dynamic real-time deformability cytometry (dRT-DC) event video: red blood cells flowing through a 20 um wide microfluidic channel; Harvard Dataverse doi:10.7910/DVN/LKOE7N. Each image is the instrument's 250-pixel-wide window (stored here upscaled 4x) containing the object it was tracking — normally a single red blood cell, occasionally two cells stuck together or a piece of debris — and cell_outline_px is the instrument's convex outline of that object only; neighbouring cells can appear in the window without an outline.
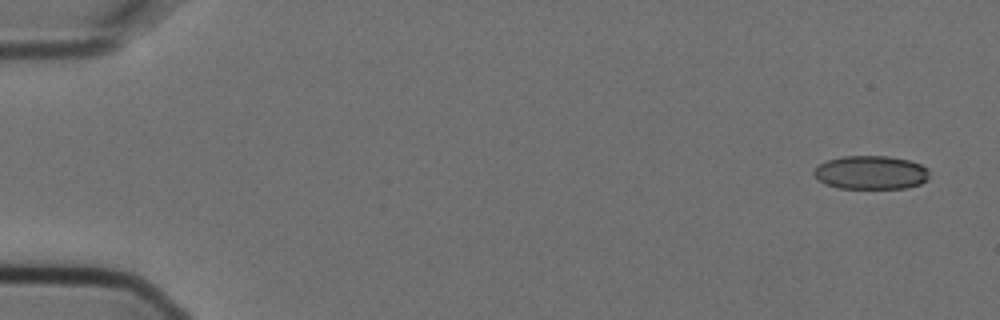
{"species": "Egyptian fruit bat (a non-hibernating species)", "species_latin": "Rousettus aegyptiacus", "temperature_condition": "cold", "stored_images_in_passage": 6, "camera_frame_rate_fps": 3000, "um_per_image_px": 0.085, "animal": {"sex": "female"}, "frame": {"image": 1, "passage_image": 1, "time_ms": 0.0, "image_size_px": [1000, 320], "cell_outline_px": [[928, 180], [920, 184], [908, 188], [840, 188], [824, 184], [812, 172], [820, 164], [828, 160], [844, 156], [888, 156], [908, 160], [920, 164], [928, 168]], "centroid_in_image_um": [74.05, 14.67], "position_along_channel_um": 10.9, "area_um2": 22.54}}
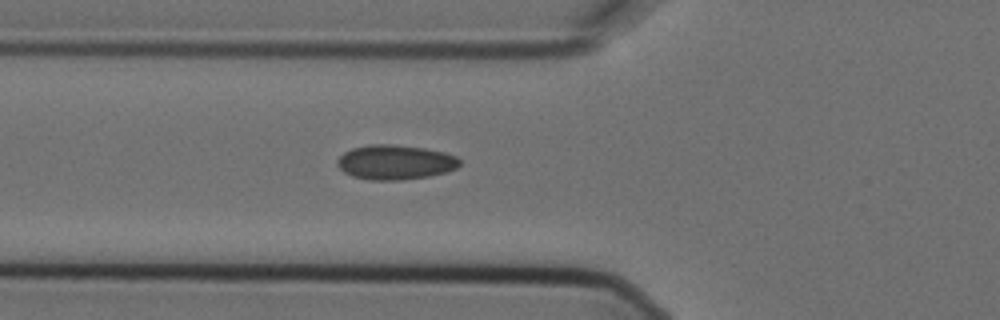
{"frame": {"image": 2, "passage_image": 6, "time_ms": 1.667, "image_size_px": [1000, 320], "cell_outline_px": [[460, 164], [456, 168], [444, 172], [428, 176], [400, 180], [372, 180], [352, 176], [344, 172], [336, 164], [336, 160], [344, 152], [352, 148], [372, 144], [392, 144], [424, 148], [444, 152], [456, 156], [460, 160]], "centroid_in_image_um": [33.57, 13.78], "position_along_channel_um": 92.2, "area_um2": 24.62}}